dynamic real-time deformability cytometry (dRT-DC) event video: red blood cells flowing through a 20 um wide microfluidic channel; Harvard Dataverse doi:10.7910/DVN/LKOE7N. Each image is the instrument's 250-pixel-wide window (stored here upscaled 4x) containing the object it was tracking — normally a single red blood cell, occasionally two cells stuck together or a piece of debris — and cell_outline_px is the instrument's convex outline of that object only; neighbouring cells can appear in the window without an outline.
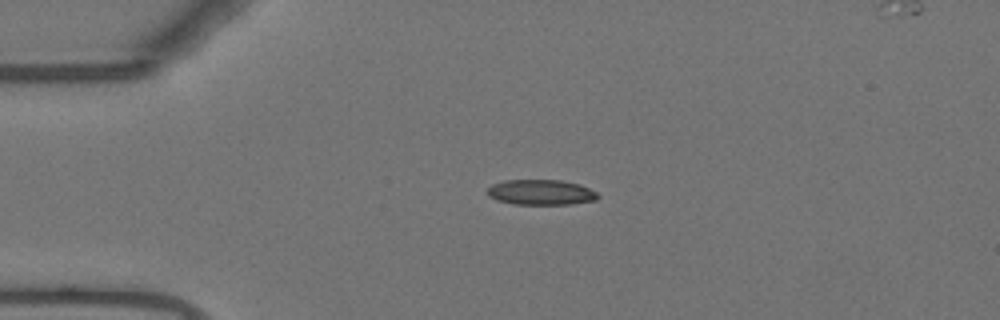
{"species": "Egyptian fruit bat (a non-hibernating species)", "species_latin": "Rousettus aegyptiacus", "temperature_condition": "warm", "stored_images_in_passage": 44, "camera_frame_rate_fps": 3000, "um_per_image_px": 0.085, "animal": {"sex": "female"}, "frame": {"image": 1, "passage_image": 1, "time_ms": 0.0, "image_size_px": [1000, 320], "cell_outline_px": [[600, 196], [596, 200], [572, 204], [512, 204], [496, 200], [488, 196], [488, 188], [492, 184], [504, 180], [560, 180], [580, 184], [596, 192]], "centroid_in_image_um": [45.97, 16.34], "position_along_channel_um": 39.0, "area_um2": 16.36}}
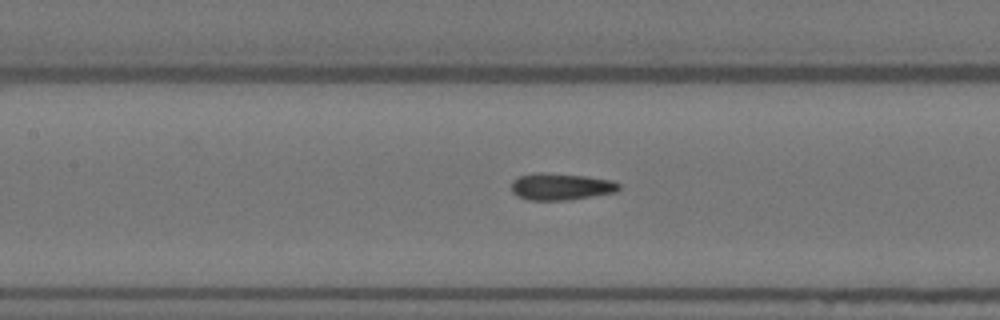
{"frame": {"image": 2, "passage_image": 13, "time_ms": 4.0, "image_size_px": [1000, 320], "cell_outline_px": [[620, 188], [616, 192], [568, 200], [528, 200], [516, 196], [512, 192], [512, 180], [516, 176], [536, 172], [544, 172], [588, 176], [612, 180], [620, 184]], "centroid_in_image_um": [47.64, 15.85], "position_along_channel_um": 159.8, "area_um2": 17.11}}
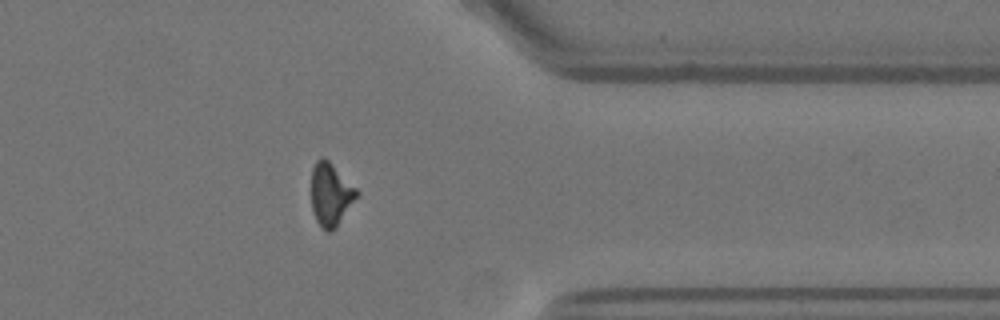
{"frame": {"image": 3, "passage_image": 32, "time_ms": 10.333, "image_size_px": [1000, 320], "cell_outline_px": [[360, 192], [336, 228], [328, 232], [320, 228], [312, 212], [312, 168], [316, 160], [324, 156]], "centroid_in_image_um": [28.09, 16.54], "position_along_channel_um": 383.3, "area_um2": 16.59}, "authors_computed_cell_mechanics": {"area_um2": 16.473, "velocity_mm_per_s": 3.7262, "shape_relaxation_time_tau1_ms": null, "shape_relaxation_time_tau2_ms": 1.8769, "deformation_change_tau1": null, "deformation_change_tau2": 0.0847}}